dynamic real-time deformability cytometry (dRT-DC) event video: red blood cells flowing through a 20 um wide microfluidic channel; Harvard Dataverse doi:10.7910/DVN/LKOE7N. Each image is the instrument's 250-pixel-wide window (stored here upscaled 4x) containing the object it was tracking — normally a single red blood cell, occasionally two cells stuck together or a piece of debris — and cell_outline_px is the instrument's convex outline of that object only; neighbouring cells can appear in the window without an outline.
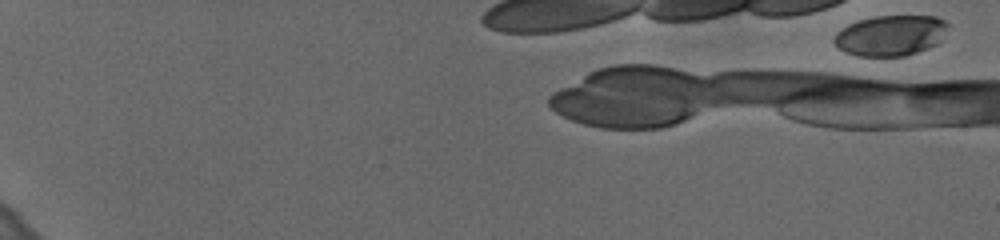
{"species": "human", "species_latin": "Homo sapiens", "temperature_condition": "cold", "stored_images_in_passage": 4, "camera_frame_rate_fps": 3000, "um_per_image_px": 0.085, "donor": {"sex": "female"}, "frame": {"image": 1, "passage_image": 3, "time_ms": 0.667, "image_size_px": [1000, 240], "cell_outline_px": [[948, 24], [936, 44], [928, 48], [904, 56], [860, 56], [844, 52], [832, 40], [836, 32], [848, 24], [860, 20], [876, 16], [936, 16], [944, 20]], "centroid_in_image_um": [75.65, 3.01], "position_along_channel_um": 9.3, "area_um2": 26.59}}